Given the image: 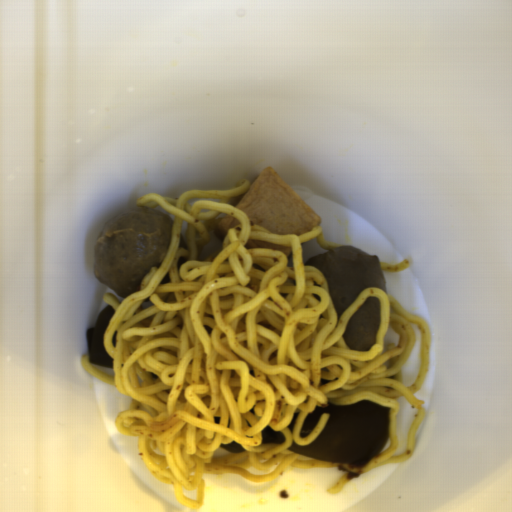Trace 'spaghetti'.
I'll return each mask as SVG.
<instances>
[{"label":"spaghetti","mask_w":512,"mask_h":512,"mask_svg":"<svg viewBox=\"0 0 512 512\" xmlns=\"http://www.w3.org/2000/svg\"><path fill=\"white\" fill-rule=\"evenodd\" d=\"M250 188L244 178L227 189L136 198L137 206L171 214L167 253L122 301L103 292L114 310L103 334L112 373L81 355L94 379L130 397L115 429L137 437L151 476L195 510L205 501L203 475L273 484L292 471L341 468L342 477L324 490L340 493L365 472L409 459L427 416L425 399L415 395L431 365L426 317L370 286L339 319L329 280L305 264L303 244L341 246L327 240L321 226L296 235L254 224L230 205ZM226 214L239 223L220 241L212 230ZM248 240L281 244L291 253L248 248ZM374 295L381 310L375 344L370 351L350 350L344 329ZM363 399L390 409L391 446L370 463L350 468L287 449L293 440L310 444L324 428L330 413L321 414L309 436H299L317 406ZM267 425L285 434V444H261ZM232 440L247 451L219 448Z\"/></svg>","instance_id":"obj_1"},{"label":"spaghetti","mask_w":512,"mask_h":512,"mask_svg":"<svg viewBox=\"0 0 512 512\" xmlns=\"http://www.w3.org/2000/svg\"><path fill=\"white\" fill-rule=\"evenodd\" d=\"M380 270L383 272H389V273H397L406 269H409L410 267V260H403L400 263H384L380 262Z\"/></svg>","instance_id":"obj_2"}]
</instances>
